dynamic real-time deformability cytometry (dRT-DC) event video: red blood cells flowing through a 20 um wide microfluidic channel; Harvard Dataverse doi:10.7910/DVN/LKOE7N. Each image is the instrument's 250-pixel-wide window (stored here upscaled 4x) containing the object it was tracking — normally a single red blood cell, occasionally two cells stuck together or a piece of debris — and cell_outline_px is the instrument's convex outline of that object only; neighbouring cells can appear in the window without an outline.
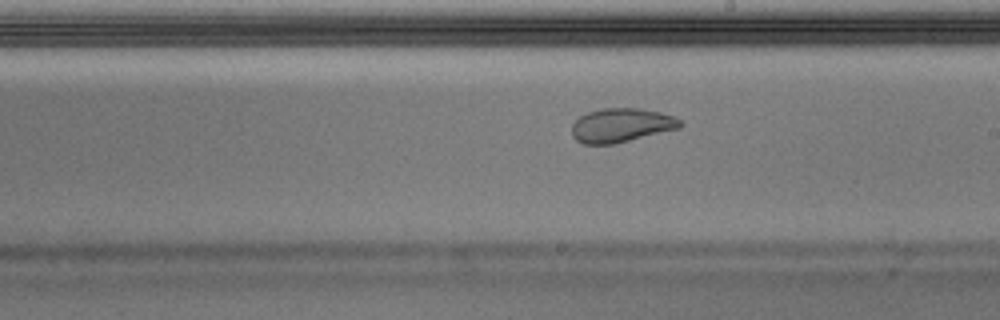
{"species": "Egyptian fruit bat (a non-hibernating species)", "species_latin": "Rousettus aegyptiacus", "temperature_condition": "warm", "stored_images_in_passage": 51, "camera_frame_rate_fps": 3000, "um_per_image_px": 0.085, "animal": {"sex": "male"}, "frame": {"image": 1, "passage_image": 30, "time_ms": 9.667, "image_size_px": [1000, 320], "cell_outline_px": [[684, 124], [680, 128], [612, 144], [584, 144], [576, 140], [572, 136], [572, 124], [580, 116], [588, 112], [600, 108], [640, 108], [660, 112], [672, 116], [680, 120]], "centroid_in_image_um": [52.79, 10.64], "position_along_channel_um": 236.2, "area_um2": 21.39}, "authors_computed_cell_mechanics": {"area_um2": 23.2356, "velocity_mm_per_s": 3.9777, "shape_relaxation_time_tau1_ms": null, "shape_relaxation_time_tau2_ms": 0.8745, "deformation_change_tau1": null, "deformation_change_tau2": 0.0583}}